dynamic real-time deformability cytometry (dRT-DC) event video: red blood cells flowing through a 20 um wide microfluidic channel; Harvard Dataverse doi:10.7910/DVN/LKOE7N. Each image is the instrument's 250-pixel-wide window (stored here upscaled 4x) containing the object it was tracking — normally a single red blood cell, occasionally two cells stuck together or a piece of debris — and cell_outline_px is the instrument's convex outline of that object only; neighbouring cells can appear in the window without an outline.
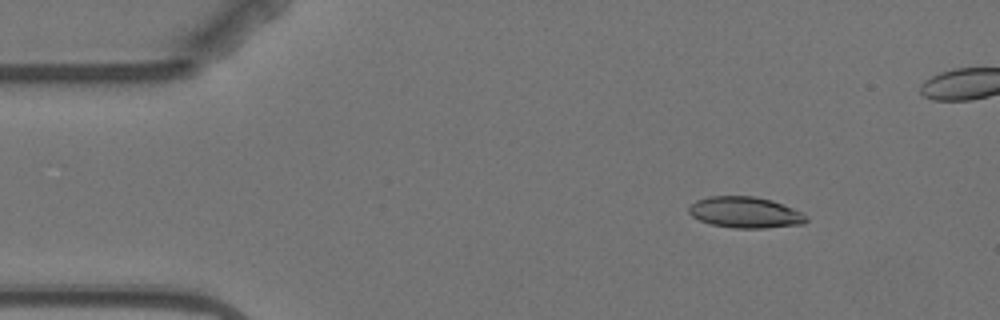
{"species": "Egyptian fruit bat (a non-hibernating species)", "species_latin": "Rousettus aegyptiacus", "temperature_condition": "warm", "stored_images_in_passage": 4, "camera_frame_rate_fps": 3000, "um_per_image_px": 0.085, "animal": {"sex": "female"}, "frame": {"image": 1, "passage_image": 1, "time_ms": 0.0, "image_size_px": [1000, 320], "cell_outline_px": [[808, 220], [804, 224], [768, 228], [732, 228], [712, 224], [700, 220], [692, 216], [688, 212], [688, 208], [696, 200], [708, 196], [752, 196], [772, 200], [804, 212], [808, 216]], "centroid_in_image_um": [63.39, 18.06], "position_along_channel_um": 21.6, "area_um2": 21.5}}
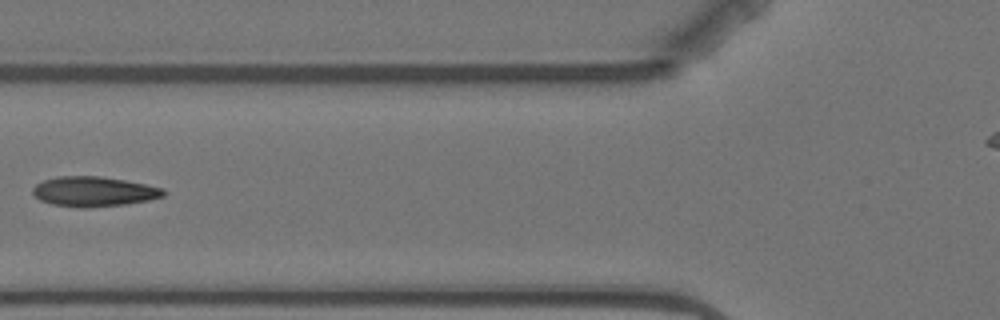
{"frame": {"image": 2, "passage_image": 4, "time_ms": 4.667, "image_size_px": [1000, 320], "cell_outline_px": [[164, 196], [148, 200], [124, 204], [88, 208], [84, 208], [52, 204], [40, 200], [32, 192], [32, 188], [36, 184], [44, 180], [56, 176], [100, 176], [124, 180], [164, 188]], "centroid_in_image_um": [7.95, 16.28], "position_along_channel_um": 117.9, "area_um2": 22.66}}